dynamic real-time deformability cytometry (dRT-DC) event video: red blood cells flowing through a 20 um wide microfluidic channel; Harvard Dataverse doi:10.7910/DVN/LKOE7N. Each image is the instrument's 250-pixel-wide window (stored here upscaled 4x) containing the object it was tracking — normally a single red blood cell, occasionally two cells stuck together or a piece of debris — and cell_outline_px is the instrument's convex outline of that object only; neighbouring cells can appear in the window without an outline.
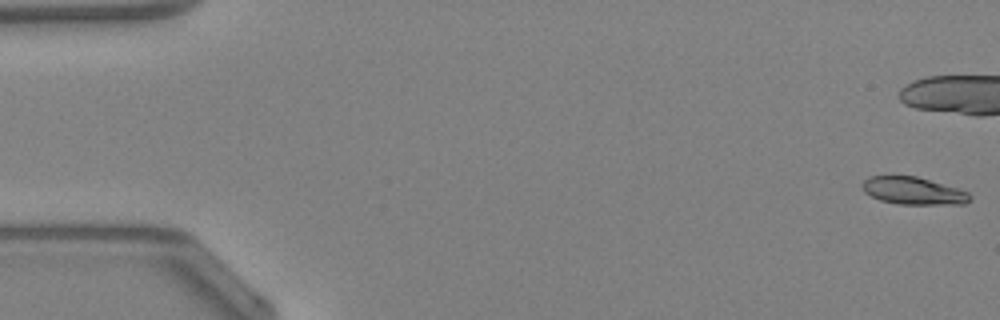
{"species": "Egyptian fruit bat (a non-hibernating species)", "species_latin": "Rousettus aegyptiacus", "temperature_condition": "warm", "stored_images_in_passage": 7, "camera_frame_rate_fps": 3000, "um_per_image_px": 0.085, "animal": {"sex": "female"}, "frame": {"image": 1, "passage_image": 1, "time_ms": 0.0, "image_size_px": [1000, 320], "cell_outline_px": [[972, 200], [964, 204], [900, 204], [880, 200], [864, 192], [864, 180], [868, 176], [916, 176], [956, 188], [968, 192], [972, 196]], "centroid_in_image_um": [77.66, 16.23], "position_along_channel_um": 7.3, "area_um2": 16.99}}